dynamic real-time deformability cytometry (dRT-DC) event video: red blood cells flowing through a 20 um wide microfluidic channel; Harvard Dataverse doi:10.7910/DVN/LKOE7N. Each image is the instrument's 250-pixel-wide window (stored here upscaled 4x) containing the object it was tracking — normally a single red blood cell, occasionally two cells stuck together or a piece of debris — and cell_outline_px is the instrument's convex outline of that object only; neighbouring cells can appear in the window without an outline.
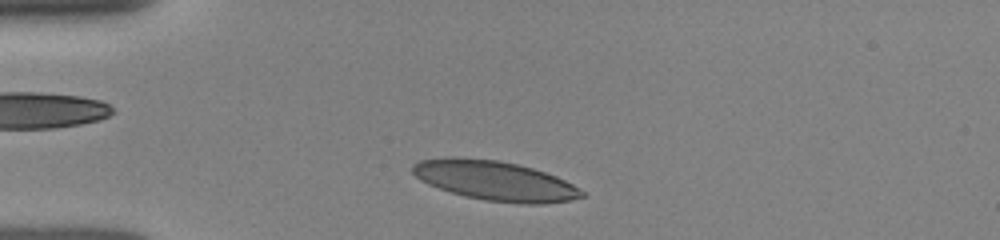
{"species": "human", "species_latin": "Homo sapiens", "temperature_condition": "room temperature", "stored_images_in_passage": 7, "camera_frame_rate_fps": 3000, "um_per_image_px": 0.085, "donor": {"sex": "female"}, "frame": {"image": 1, "passage_image": 1, "time_ms": 0.0, "image_size_px": [1000, 240], "cell_outline_px": [[588, 196], [572, 200], [544, 204], [524, 204], [484, 200], [464, 196], [428, 184], [420, 180], [412, 172], [412, 164], [420, 160], [444, 156], [456, 156], [500, 160], [532, 168], [556, 176], [572, 184], [584, 192]], "centroid_in_image_um": [42.06, 15.35], "position_along_channel_um": 42.9, "area_um2": 39.36}}
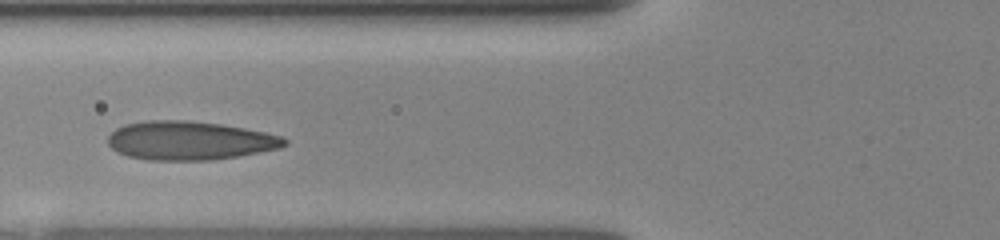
{"frame": {"image": 2, "passage_image": 4, "time_ms": 2.333, "image_size_px": [1000, 240], "cell_outline_px": [[288, 144], [280, 148], [260, 152], [212, 160], [148, 160], [128, 156], [116, 152], [108, 144], [108, 136], [116, 128], [124, 124], [144, 120], [188, 120], [220, 124], [244, 128], [284, 136], [288, 140]], "centroid_in_image_um": [16.11, 11.94], "position_along_channel_um": 109.7, "area_um2": 40.06}}
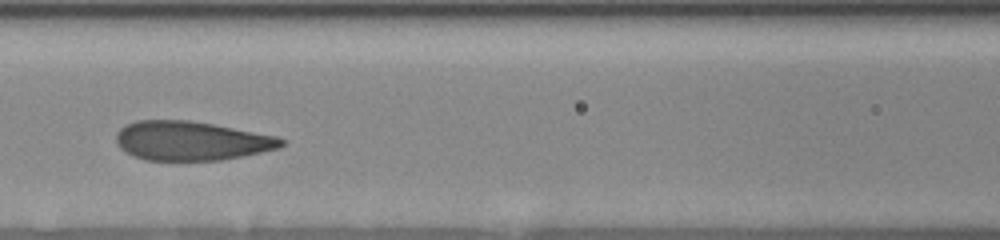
{"frame": {"image": 3, "passage_image": 6, "time_ms": 3.333, "image_size_px": [1000, 240], "cell_outline_px": [[284, 144], [280, 148], [220, 160], [144, 160], [132, 156], [120, 148], [116, 144], [116, 132], [120, 128], [136, 120], [188, 120], [212, 124], [276, 136], [284, 140]], "centroid_in_image_um": [16.2, 11.97], "position_along_channel_um": 150.4, "area_um2": 37.51}}